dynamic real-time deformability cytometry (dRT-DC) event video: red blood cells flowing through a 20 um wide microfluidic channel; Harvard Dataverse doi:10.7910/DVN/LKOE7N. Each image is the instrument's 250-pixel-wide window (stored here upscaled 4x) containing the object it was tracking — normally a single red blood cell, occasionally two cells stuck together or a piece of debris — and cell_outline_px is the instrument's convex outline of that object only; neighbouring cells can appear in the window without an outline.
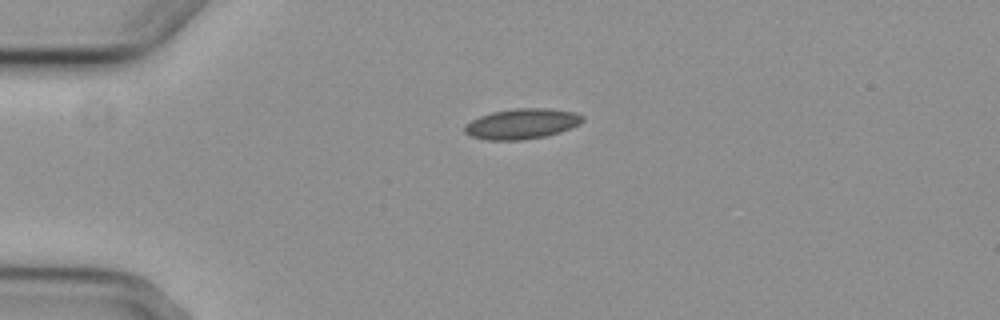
{"species": "common noctule bat (a hibernating species)", "species_latin": "Nyctalus noctula", "temperature_condition": "cold", "stored_images_in_passage": 2, "camera_frame_rate_fps": 3000, "um_per_image_px": 0.085, "animal": {"sex": "female", "body_mass_g": 29.2, "forearm_length_mm": 56.3}, "frame": {"image": 1, "passage_image": 1, "time_ms": 0.0, "image_size_px": [1000, 320], "cell_outline_px": [[584, 120], [580, 124], [572, 128], [548, 136], [520, 140], [488, 140], [472, 136], [464, 132], [464, 124], [480, 116], [492, 112], [516, 108], [548, 108], [576, 112], [584, 116]], "centroid_in_image_um": [44.4, 10.52], "position_along_channel_um": 40.6, "area_um2": 21.04}}